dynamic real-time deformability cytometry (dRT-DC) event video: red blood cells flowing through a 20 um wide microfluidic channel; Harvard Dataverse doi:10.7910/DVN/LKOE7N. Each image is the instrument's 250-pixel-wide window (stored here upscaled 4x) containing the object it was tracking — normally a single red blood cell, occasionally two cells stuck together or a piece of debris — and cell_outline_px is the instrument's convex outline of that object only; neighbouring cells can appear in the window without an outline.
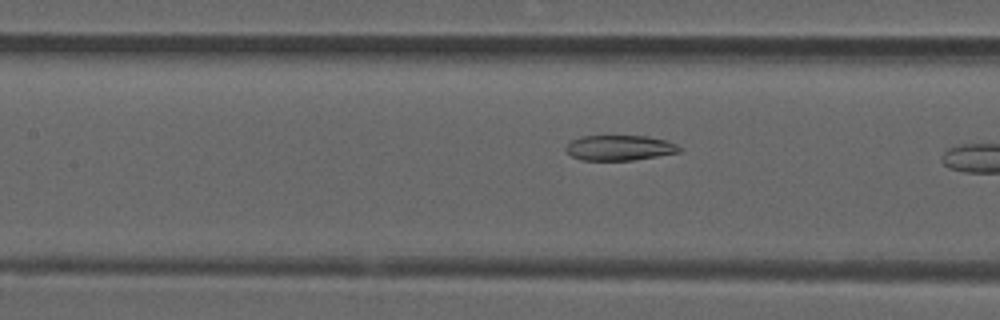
{"species": "common noctule bat (a hibernating species)", "species_latin": "Nyctalus noctula", "temperature_condition": "room temperature", "stored_images_in_passage": 10, "camera_frame_rate_fps": 3000, "um_per_image_px": 0.085, "animal": {"sex": "male", "forearm_length_mm": 52.5}, "frame": {"image": 1, "passage_image": 9, "time_ms": 2.667, "image_size_px": [1000, 320], "cell_outline_px": [[684, 148], [680, 152], [632, 160], [580, 160], [572, 156], [564, 148], [572, 140], [580, 136], [648, 136], [664, 140], [676, 144]], "centroid_in_image_um": [52.67, 12.56], "position_along_channel_um": 154.7, "area_um2": 16.65}}